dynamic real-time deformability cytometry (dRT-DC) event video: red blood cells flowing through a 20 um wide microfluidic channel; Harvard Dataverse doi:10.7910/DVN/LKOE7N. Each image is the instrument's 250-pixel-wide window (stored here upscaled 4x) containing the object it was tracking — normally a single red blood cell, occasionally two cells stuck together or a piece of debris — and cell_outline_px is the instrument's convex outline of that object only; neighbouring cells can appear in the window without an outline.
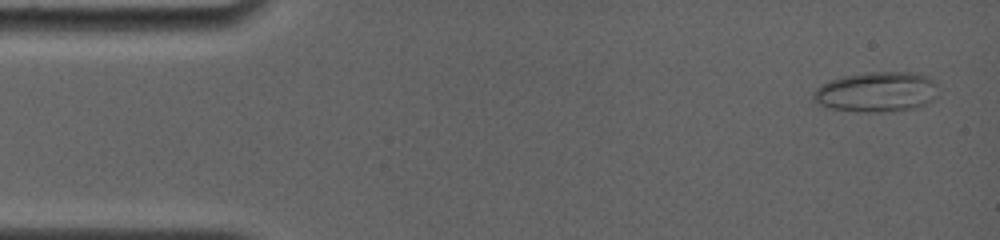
{"species": "common noctule bat (a hibernating species)", "species_latin": "Nyctalus noctula", "temperature_condition": "room temperature", "stored_images_in_passage": 29, "camera_frame_rate_fps": 4000, "um_per_image_px": 0.085, "animal": {"sex": "female", "body_mass_g": 19.0, "forearm_length_mm": 56.7}, "frame": {"image": 1, "passage_image": 2, "time_ms": 0.5, "image_size_px": [1000, 240], "cell_outline_px": [[936, 96], [932, 100], [916, 108], [884, 112], [860, 112], [832, 108], [816, 104], [812, 96], [816, 88], [820, 84], [844, 76], [868, 72], [912, 72], [928, 76], [936, 84]], "centroid_in_image_um": [74.5, 7.82], "position_along_channel_um": 10.5, "area_um2": 29.19}}
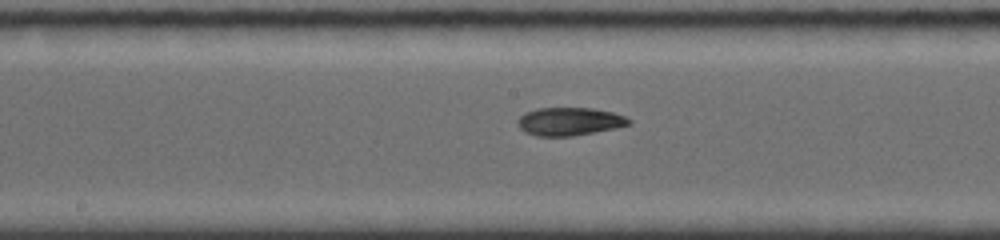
{"frame": {"image": 2, "passage_image": 16, "time_ms": 8.25, "image_size_px": [1000, 240], "cell_outline_px": [[632, 124], [616, 128], [572, 136], [536, 136], [524, 132], [516, 124], [516, 120], [524, 112], [536, 108], [592, 108], [612, 112], [628, 116], [632, 120]], "centroid_in_image_um": [48.4, 10.32], "position_along_channel_um": 199.8, "area_um2": 18.5}}
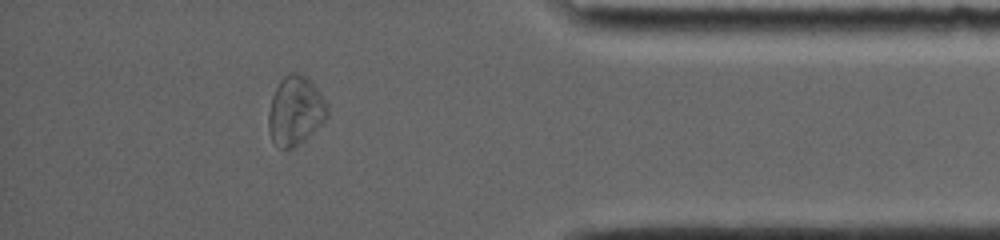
{"frame": {"image": 3, "passage_image": 26, "time_ms": 14.25, "image_size_px": [1000, 240], "cell_outline_px": [[328, 116], [304, 140], [292, 148], [280, 148], [272, 140], [268, 132], [268, 112], [272, 96], [280, 80], [288, 72], [296, 72], [308, 76], [312, 80], [328, 104]], "centroid_in_image_um": [25.1, 9.37], "position_along_channel_um": 410.1, "area_um2": 23.81}, "authors_computed_cell_mechanics": {"area_um2": 20.519, "velocity_mm_per_s": 3.8115, "shape_relaxation_time_tau1_ms": null, "shape_relaxation_time_tau2_ms": 3.6115, "deformation_change_tau1": null, "deformation_change_tau2": 0.0824}}